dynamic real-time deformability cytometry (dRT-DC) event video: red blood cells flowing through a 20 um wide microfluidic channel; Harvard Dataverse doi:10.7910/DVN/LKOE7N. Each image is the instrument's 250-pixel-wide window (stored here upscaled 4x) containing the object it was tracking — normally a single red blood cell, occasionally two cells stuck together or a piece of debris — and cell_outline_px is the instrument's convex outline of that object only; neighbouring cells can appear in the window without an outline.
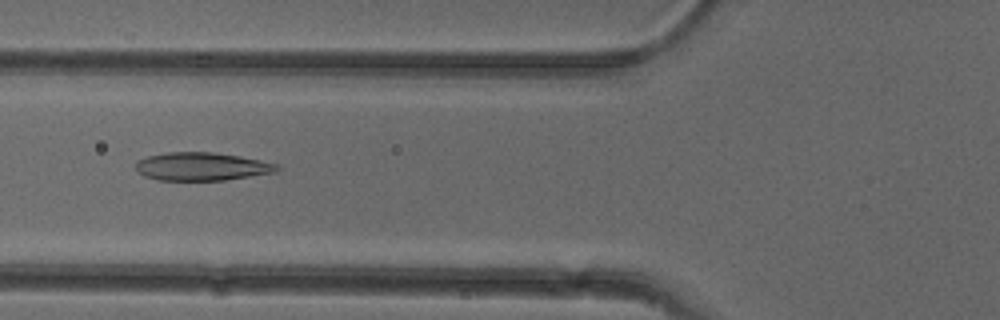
{"species": "common noctule bat (a hibernating species)", "species_latin": "Nyctalus noctula", "temperature_condition": "cold", "stored_images_in_passage": 49, "camera_frame_rate_fps": 3000, "um_per_image_px": 0.085, "animal": {"sex": "female"}, "frame": {"image": 1, "passage_image": 17, "time_ms": 5.333, "image_size_px": [1000, 320], "cell_outline_px": [[280, 168], [276, 172], [224, 180], [156, 180], [144, 176], [136, 172], [136, 160], [148, 156], [168, 152], [212, 152], [240, 156], [280, 164]], "centroid_in_image_um": [17.14, 14.15], "position_along_channel_um": 108.7, "area_um2": 23.29}}
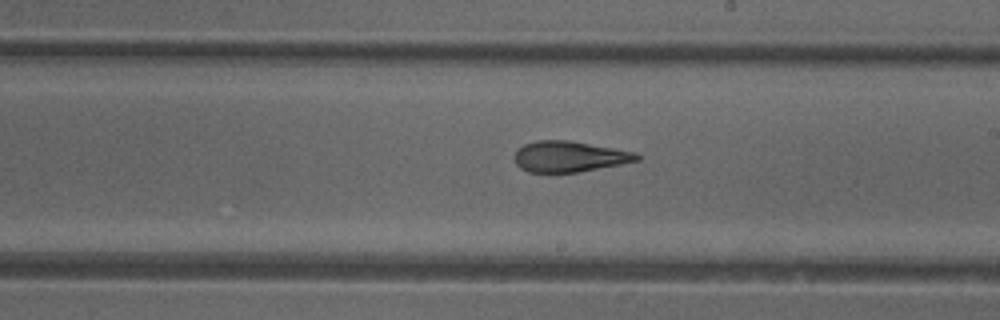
{"frame": {"image": 2, "passage_image": 27, "time_ms": 8.667, "image_size_px": [1000, 320], "cell_outline_px": [[640, 160], [620, 164], [576, 172], [528, 172], [520, 168], [516, 164], [516, 152], [524, 144], [536, 140], [568, 140], [636, 152], [640, 156]], "centroid_in_image_um": [48.4, 13.3], "position_along_channel_um": 240.6, "area_um2": 21.68}}
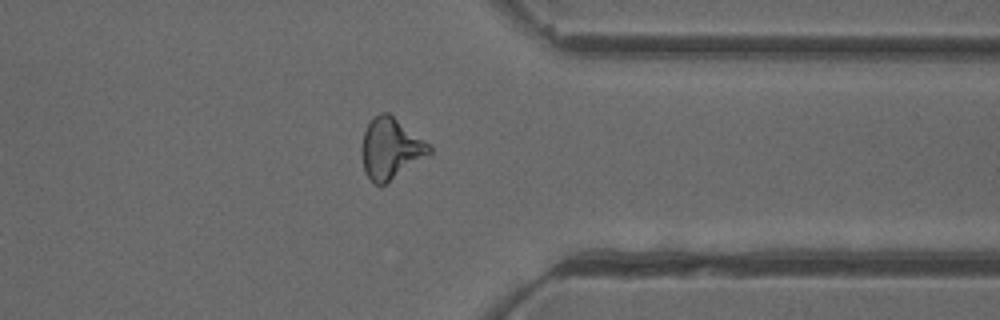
{"frame": {"image": 3, "passage_image": 38, "time_ms": 12.333, "image_size_px": [1000, 320], "cell_outline_px": [[432, 152], [384, 184], [376, 184], [364, 172], [360, 152], [364, 132], [372, 116], [380, 112], [388, 112], [424, 140], [432, 148]], "centroid_in_image_um": [33.15, 12.59], "position_along_channel_um": 378.2, "area_um2": 23.58}, "authors_computed_cell_mechanics": {"area_um2": 23.5824, "velocity_mm_per_s": 3.9377, "shape_relaxation_time_tau1_ms": 9.3608, "shape_relaxation_time_tau2_ms": 2.5217, "deformation_change_tau1": 0.2219, "deformation_change_tau2": 0.0934}}